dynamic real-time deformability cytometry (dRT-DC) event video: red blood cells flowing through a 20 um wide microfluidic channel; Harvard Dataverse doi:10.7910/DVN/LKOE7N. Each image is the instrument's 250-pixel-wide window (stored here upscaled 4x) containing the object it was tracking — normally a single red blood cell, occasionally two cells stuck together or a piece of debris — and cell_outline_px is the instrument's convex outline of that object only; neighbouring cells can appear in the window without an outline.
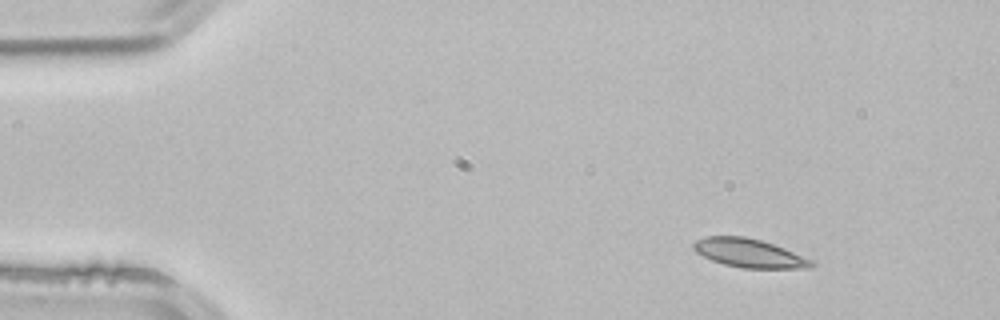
{"species": "common noctule bat (a hibernating species)", "species_latin": "Nyctalus noctula", "temperature_condition": "room temperature", "stored_images_in_passage": 2, "camera_frame_rate_fps": 3000, "um_per_image_px": 0.085, "animal": {"sex": "male", "body_mass_g": 21.5, "forearm_length_mm": 52.0}, "frame": {"image": 1, "passage_image": 1, "time_ms": 0.0, "image_size_px": [1000, 320], "cell_outline_px": [[816, 264], [812, 268], [740, 268], [724, 264], [712, 260], [696, 252], [692, 248], [692, 244], [696, 240], [704, 236], [744, 236], [760, 240], [784, 248], [816, 260]], "centroid_in_image_um": [63.72, 21.52], "position_along_channel_um": 21.3, "area_um2": 19.88}}